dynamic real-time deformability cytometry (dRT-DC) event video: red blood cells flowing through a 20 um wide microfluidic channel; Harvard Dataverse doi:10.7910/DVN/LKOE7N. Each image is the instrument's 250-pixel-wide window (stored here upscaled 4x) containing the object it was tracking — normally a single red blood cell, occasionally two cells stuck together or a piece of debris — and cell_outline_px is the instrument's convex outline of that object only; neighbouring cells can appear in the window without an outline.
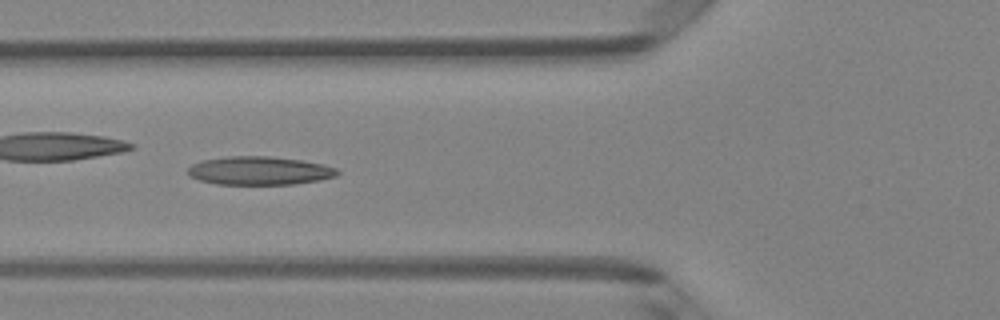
{"species": "Egyptian fruit bat (a non-hibernating species)", "species_latin": "Rousettus aegyptiacus", "temperature_condition": "room temperature", "stored_images_in_passage": 7, "camera_frame_rate_fps": 3000, "um_per_image_px": 0.085, "animal": {"sex": "female"}, "frame": {"image": 1, "passage_image": 5, "time_ms": 1.333, "image_size_px": [1000, 320], "cell_outline_px": [[340, 172], [336, 176], [320, 180], [292, 184], [216, 184], [200, 180], [188, 176], [188, 168], [192, 164], [204, 160], [224, 156], [268, 156], [300, 160], [324, 164], [336, 168]], "centroid_in_image_um": [22.05, 14.5], "position_along_channel_um": 103.8, "area_um2": 24.74}}
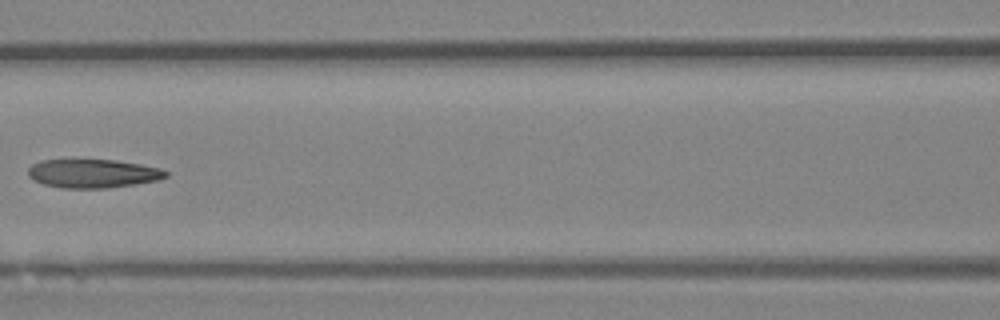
{"frame": {"image": 2, "passage_image": 6, "time_ms": 1.667, "image_size_px": [1000, 320], "cell_outline_px": [[168, 176], [160, 180], [136, 184], [108, 188], [64, 188], [44, 184], [28, 176], [28, 168], [32, 164], [40, 160], [116, 160], [140, 164], [160, 168], [168, 172]], "centroid_in_image_um": [7.93, 14.75], "position_along_channel_um": 158.7, "area_um2": 23.0}}
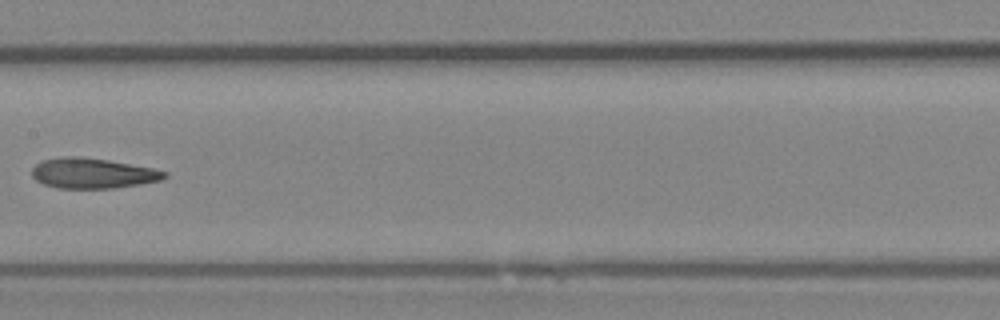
{"frame": {"image": 3, "passage_image": 7, "time_ms": 2.0, "image_size_px": [1000, 320], "cell_outline_px": [[168, 176], [160, 180], [140, 184], [116, 188], [56, 188], [44, 184], [36, 180], [32, 176], [32, 168], [36, 164], [44, 160], [64, 156], [76, 156], [108, 160], [152, 168], [168, 172]], "centroid_in_image_um": [7.88, 14.73], "position_along_channel_um": 199.5, "area_um2": 23.29}}